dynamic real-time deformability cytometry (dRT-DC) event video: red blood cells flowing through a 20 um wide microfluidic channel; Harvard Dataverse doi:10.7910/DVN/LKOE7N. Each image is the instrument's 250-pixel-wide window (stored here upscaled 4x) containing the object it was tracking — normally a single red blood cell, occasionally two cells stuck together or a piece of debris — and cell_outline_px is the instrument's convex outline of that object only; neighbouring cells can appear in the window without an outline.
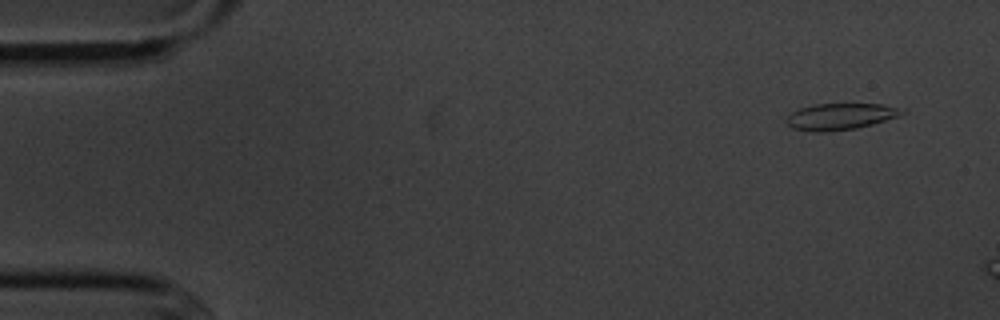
{"species": "common noctule bat (a hibernating species)", "species_latin": "Nyctalus noctula", "temperature_condition": "cold", "stored_images_in_passage": 2, "camera_frame_rate_fps": 3000, "um_per_image_px": 0.085, "animal": {"sex": "male", "body_mass_g": 20.1, "forearm_length_mm": 53.5}, "frame": {"image": 1, "passage_image": 1, "time_ms": 0.0, "image_size_px": [1000, 320], "cell_outline_px": [[904, 112], [896, 116], [872, 124], [856, 128], [824, 132], [816, 132], [792, 128], [784, 120], [792, 112], [800, 108], [816, 104], [880, 104], [904, 108]], "centroid_in_image_um": [71.4, 9.9], "position_along_channel_um": 13.6, "area_um2": 17.57}}